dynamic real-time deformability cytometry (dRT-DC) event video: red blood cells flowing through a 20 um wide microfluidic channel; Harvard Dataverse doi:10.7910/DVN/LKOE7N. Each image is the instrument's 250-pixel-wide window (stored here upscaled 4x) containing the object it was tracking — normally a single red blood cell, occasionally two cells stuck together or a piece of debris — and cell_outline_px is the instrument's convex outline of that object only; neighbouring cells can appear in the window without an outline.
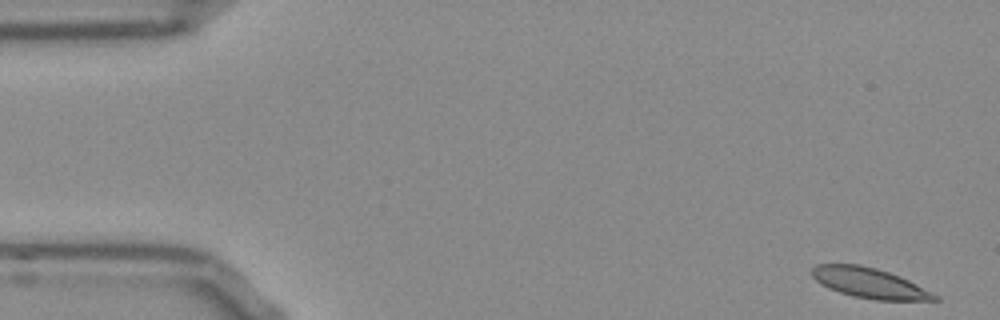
{"species": "Egyptian fruit bat (a non-hibernating species)", "species_latin": "Rousettus aegyptiacus", "temperature_condition": "room temperature", "stored_images_in_passage": 52, "camera_frame_rate_fps": 3000, "um_per_image_px": 0.085, "frame": {"image": 1, "passage_image": 1, "time_ms": 0.0, "image_size_px": [1000, 320], "cell_outline_px": [[940, 300], [876, 300], [852, 296], [828, 288], [820, 284], [812, 276], [812, 268], [816, 264], [860, 264], [876, 268], [900, 276], [940, 296]], "centroid_in_image_um": [73.89, 24.05], "position_along_channel_um": 11.1, "area_um2": 21.56}}
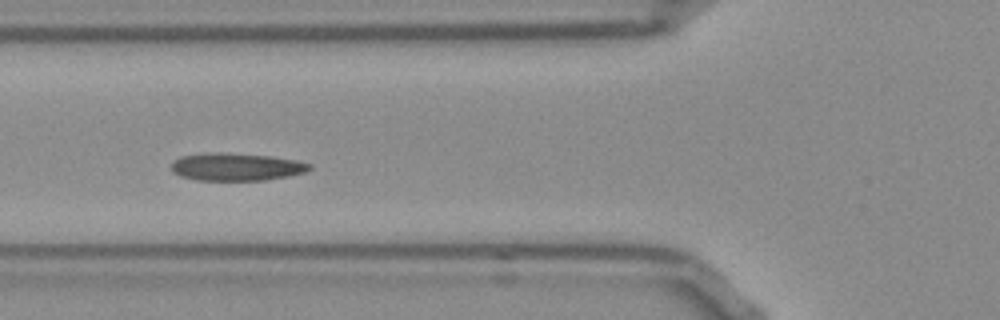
{"frame": {"image": 2, "passage_image": 18, "time_ms": 5.667, "image_size_px": [1000, 320], "cell_outline_px": [[312, 168], [304, 172], [288, 176], [264, 180], [196, 180], [180, 176], [172, 172], [172, 164], [180, 156], [212, 152], [220, 152], [272, 156], [296, 160], [312, 164]], "centroid_in_image_um": [20.09, 14.18], "position_along_channel_um": 105.7, "area_um2": 22.25}}
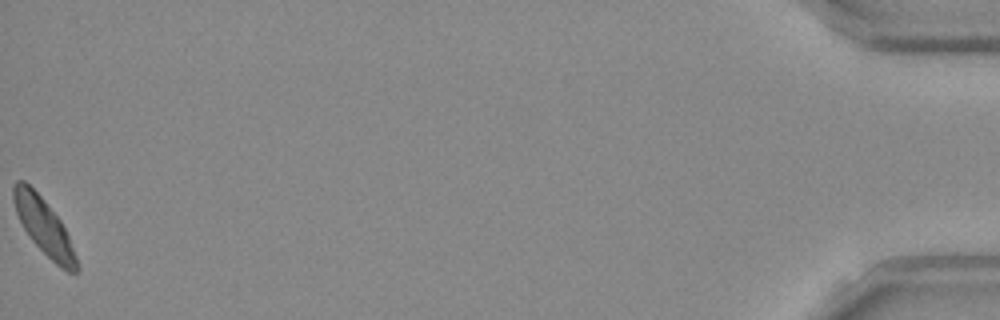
{"frame": {"image": 3, "passage_image": 52, "time_ms": 17.0, "image_size_px": [1000, 320], "cell_outline_px": [[80, 268], [76, 272], [68, 272], [60, 268], [32, 240], [24, 228], [16, 212], [12, 200], [12, 188], [16, 180], [24, 180], [44, 200], [60, 220], [68, 236], [76, 256]], "centroid_in_image_um": [3.72, 19.25], "position_along_channel_um": 431.5, "area_um2": 20.29}, "authors_computed_cell_mechanics": {"area_um2": 21.7328, "velocity_mm_per_s": 3.7933, "shape_relaxation_time_tau1_ms": 9.3007, "shape_relaxation_time_tau2_ms": 3.4088, "deformation_change_tau1": 0.1628, "deformation_change_tau2": 0.065}}